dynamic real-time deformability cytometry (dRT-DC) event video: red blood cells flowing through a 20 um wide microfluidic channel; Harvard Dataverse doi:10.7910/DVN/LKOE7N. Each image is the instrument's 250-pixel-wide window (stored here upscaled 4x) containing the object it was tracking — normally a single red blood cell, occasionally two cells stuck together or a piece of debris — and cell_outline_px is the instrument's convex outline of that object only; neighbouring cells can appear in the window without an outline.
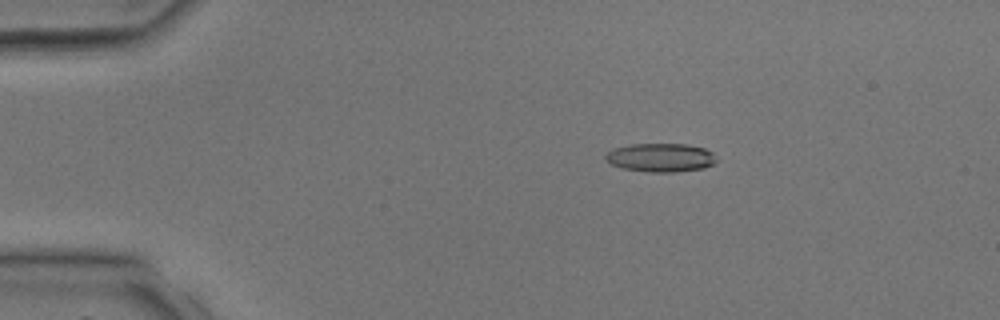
{"species": "common noctule bat (a hibernating species)", "species_latin": "Nyctalus noctula", "temperature_condition": "room temperature", "stored_images_in_passage": 3, "camera_frame_rate_fps": 3000, "um_per_image_px": 0.085, "animal": {"sex": "male", "body_mass_g": 17.9, "forearm_length_mm": 54.2}, "frame": {"image": 1, "passage_image": 2, "time_ms": 1.667, "image_size_px": [1000, 320], "cell_outline_px": [[716, 160], [712, 164], [704, 168], [676, 172], [648, 172], [624, 168], [612, 164], [604, 156], [612, 148], [632, 144], [688, 144], [704, 148], [712, 152]], "centroid_in_image_um": [56.16, 13.39], "position_along_channel_um": 28.8, "area_um2": 18.38}}